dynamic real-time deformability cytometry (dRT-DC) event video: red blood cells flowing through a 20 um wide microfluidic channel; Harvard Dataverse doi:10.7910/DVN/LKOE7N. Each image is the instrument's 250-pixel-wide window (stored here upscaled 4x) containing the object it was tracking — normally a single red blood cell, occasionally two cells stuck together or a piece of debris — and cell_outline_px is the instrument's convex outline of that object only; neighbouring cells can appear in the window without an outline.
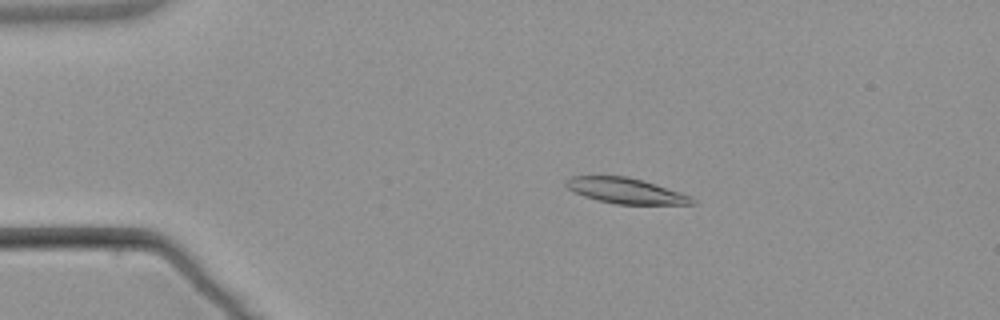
{"species": "common noctule bat (a hibernating species)", "species_latin": "Nyctalus noctula", "temperature_condition": "warm", "stored_images_in_passage": 4, "camera_frame_rate_fps": 3000, "um_per_image_px": 0.085, "animal": {"sex": "male", "body_mass_g": 21.5, "forearm_length_mm": 52.0}, "frame": {"image": 1, "passage_image": 2, "time_ms": 1.333, "image_size_px": [1000, 320], "cell_outline_px": [[696, 204], [616, 204], [596, 200], [572, 192], [564, 184], [564, 180], [572, 176], [628, 176], [644, 180], [692, 196], [696, 200]], "centroid_in_image_um": [53.18, 16.21], "position_along_channel_um": 31.8, "area_um2": 18.96}}
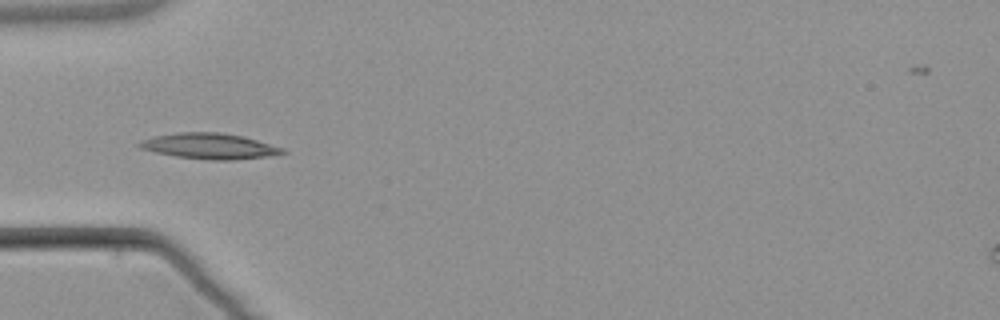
{"frame": {"image": 2, "passage_image": 4, "time_ms": 3.667, "image_size_px": [1000, 320], "cell_outline_px": [[288, 152], [268, 156], [232, 160], [212, 160], [176, 156], [156, 152], [140, 148], [136, 144], [140, 140], [156, 136], [176, 132], [220, 132], [244, 136], [284, 148]], "centroid_in_image_um": [17.82, 12.41], "position_along_channel_um": 67.2, "area_um2": 21.39}}